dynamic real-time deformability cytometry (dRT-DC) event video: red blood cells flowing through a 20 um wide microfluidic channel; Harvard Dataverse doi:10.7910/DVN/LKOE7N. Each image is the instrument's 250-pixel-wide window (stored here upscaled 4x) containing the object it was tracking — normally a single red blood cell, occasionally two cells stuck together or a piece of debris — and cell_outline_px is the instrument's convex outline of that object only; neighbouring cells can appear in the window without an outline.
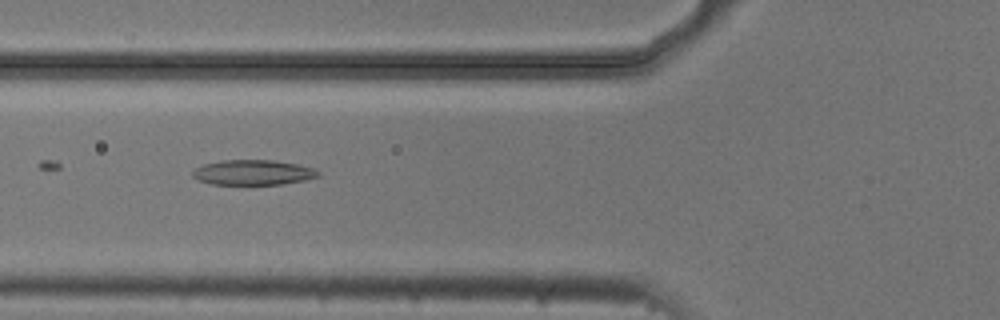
{"species": "common noctule bat (a hibernating species)", "species_latin": "Nyctalus noctula", "temperature_condition": "cold", "stored_images_in_passage": 37, "camera_frame_rate_fps": 3000, "um_per_image_px": 0.085, "animal": {"sex": "male", "body_mass_g": 20.5, "forearm_length_mm": 52.5}, "frame": {"image": 1, "passage_image": 19, "time_ms": 6.0, "image_size_px": [1000, 320], "cell_outline_px": [[320, 176], [304, 180], [284, 184], [212, 184], [200, 180], [192, 176], [192, 172], [196, 168], [204, 164], [220, 160], [272, 160], [296, 164], [316, 168], [320, 172]], "centroid_in_image_um": [21.54, 14.65], "position_along_channel_um": 104.3, "area_um2": 18.32}}
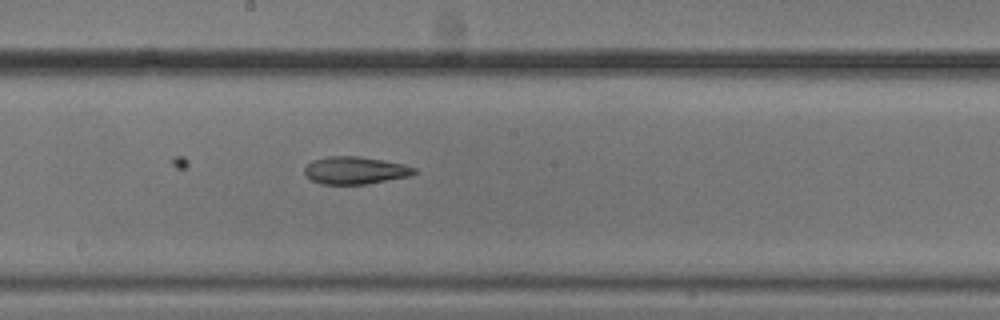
{"frame": {"image": 2, "passage_image": 28, "time_ms": 9.0, "image_size_px": [1000, 320], "cell_outline_px": [[420, 172], [412, 176], [368, 184], [320, 184], [312, 180], [304, 172], [304, 168], [312, 160], [328, 156], [360, 156], [404, 164], [416, 168]], "centroid_in_image_um": [30.25, 14.48], "position_along_channel_um": 218.0, "area_um2": 17.8}}
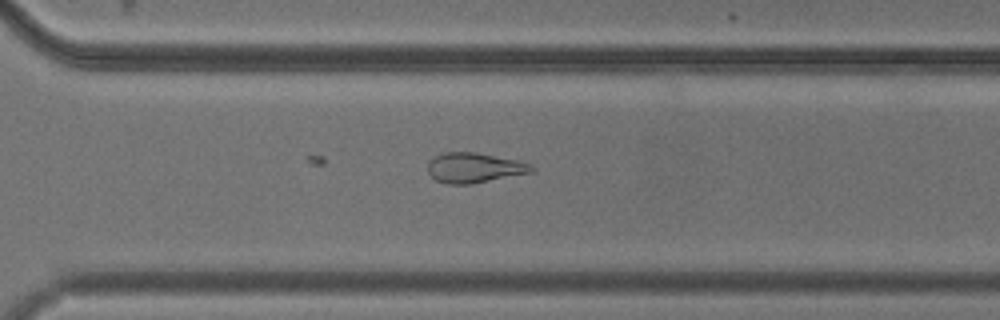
{"frame": {"image": 3, "passage_image": 37, "time_ms": 12.0, "image_size_px": [1000, 320], "cell_outline_px": [[536, 172], [472, 184], [448, 184], [436, 180], [428, 172], [428, 164], [436, 156], [444, 152], [476, 152], [520, 160], [532, 164], [536, 168]], "centroid_in_image_um": [40.41, 14.26], "position_along_channel_um": 330.2, "area_um2": 18.44}}